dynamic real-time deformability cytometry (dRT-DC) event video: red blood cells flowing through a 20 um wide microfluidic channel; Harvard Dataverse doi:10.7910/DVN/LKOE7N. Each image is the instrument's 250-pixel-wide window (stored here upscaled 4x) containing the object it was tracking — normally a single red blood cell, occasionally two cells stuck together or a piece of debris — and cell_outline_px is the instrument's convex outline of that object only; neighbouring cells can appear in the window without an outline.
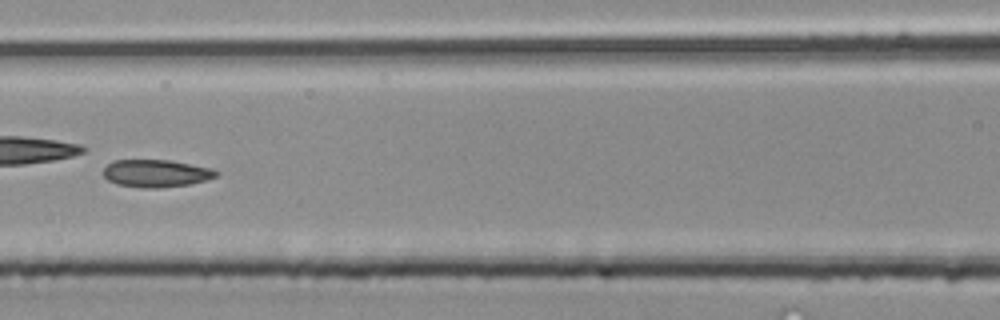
{"species": "common noctule bat (a hibernating species)", "species_latin": "Nyctalus noctula", "temperature_condition": "room temperature", "stored_images_in_passage": 37, "camera_frame_rate_fps": 3000, "um_per_image_px": 0.085, "animal": {"sex": "male", "body_mass_g": 20.4}, "frame": {"image": 1, "passage_image": 16, "time_ms": 5.0, "image_size_px": [1000, 320], "cell_outline_px": [[220, 172], [216, 176], [204, 180], [188, 184], [160, 188], [144, 188], [116, 184], [108, 180], [104, 176], [104, 168], [108, 164], [116, 160], [168, 160], [212, 168]], "centroid_in_image_um": [13.26, 14.73], "position_along_channel_um": 153.3, "area_um2": 17.92}}